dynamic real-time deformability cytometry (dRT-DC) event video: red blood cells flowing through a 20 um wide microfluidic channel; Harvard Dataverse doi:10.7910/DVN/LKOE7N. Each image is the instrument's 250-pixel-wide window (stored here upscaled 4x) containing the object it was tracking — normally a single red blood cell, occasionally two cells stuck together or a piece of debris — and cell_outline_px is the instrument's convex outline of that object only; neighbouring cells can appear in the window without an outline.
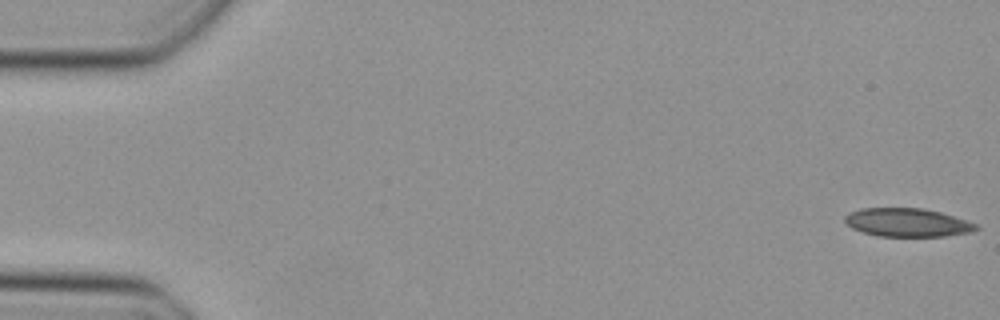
{"species": "Egyptian fruit bat (a non-hibernating species)", "species_latin": "Rousettus aegyptiacus", "temperature_condition": "cold", "stored_images_in_passage": 12, "camera_frame_rate_fps": 3000, "um_per_image_px": 0.085, "animal": {"sex": "female"}, "frame": {"image": 1, "passage_image": 1, "time_ms": 0.0, "image_size_px": [1000, 320], "cell_outline_px": [[980, 228], [972, 232], [944, 236], [876, 236], [852, 228], [844, 220], [844, 216], [860, 208], [924, 208], [940, 212], [976, 224]], "centroid_in_image_um": [77.12, 18.91], "position_along_channel_um": 7.9, "area_um2": 21.56}}